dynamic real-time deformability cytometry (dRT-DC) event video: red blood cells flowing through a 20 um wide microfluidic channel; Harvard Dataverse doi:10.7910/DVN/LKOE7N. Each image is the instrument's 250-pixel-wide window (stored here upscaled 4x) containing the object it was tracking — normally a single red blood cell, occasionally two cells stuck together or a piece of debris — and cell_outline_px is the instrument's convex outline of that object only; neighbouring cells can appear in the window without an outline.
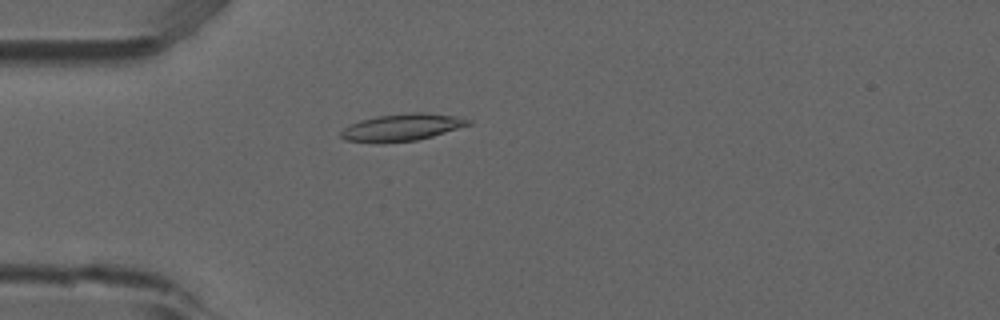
{"species": "common noctule bat (a hibernating species)", "species_latin": "Nyctalus noctula", "temperature_condition": "room temperature", "stored_images_in_passage": 3, "camera_frame_rate_fps": 3000, "um_per_image_px": 0.085, "animal": {"sex": "male", "forearm_length_mm": 52.5}, "frame": {"image": 1, "passage_image": 1, "time_ms": 0.0, "image_size_px": [1000, 320], "cell_outline_px": [[472, 124], [432, 136], [416, 140], [376, 144], [344, 140], [340, 136], [340, 132], [344, 128], [360, 120], [376, 116], [412, 112], [424, 112], [452, 116], [472, 120]], "centroid_in_image_um": [34.12, 10.84], "position_along_channel_um": 50.9, "area_um2": 20.17}}
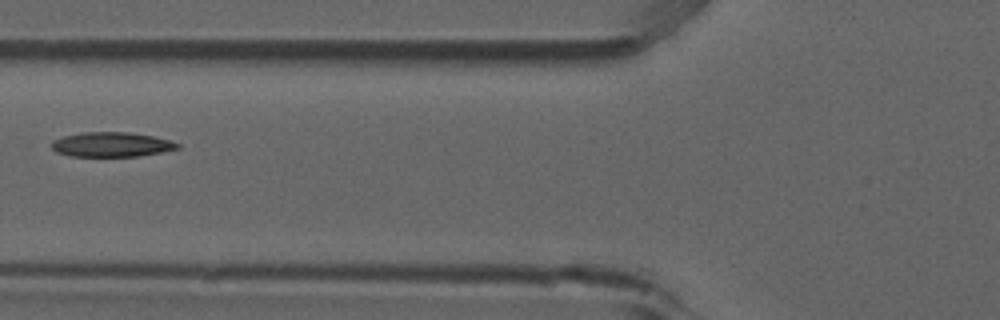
{"frame": {"image": 2, "passage_image": 3, "time_ms": 0.667, "image_size_px": [1000, 320], "cell_outline_px": [[180, 148], [160, 152], [136, 156], [68, 156], [56, 152], [52, 148], [52, 140], [64, 136], [84, 132], [128, 132], [152, 136], [168, 140], [180, 144]], "centroid_in_image_um": [9.44, 12.28], "position_along_channel_um": 116.4, "area_um2": 17.92}}